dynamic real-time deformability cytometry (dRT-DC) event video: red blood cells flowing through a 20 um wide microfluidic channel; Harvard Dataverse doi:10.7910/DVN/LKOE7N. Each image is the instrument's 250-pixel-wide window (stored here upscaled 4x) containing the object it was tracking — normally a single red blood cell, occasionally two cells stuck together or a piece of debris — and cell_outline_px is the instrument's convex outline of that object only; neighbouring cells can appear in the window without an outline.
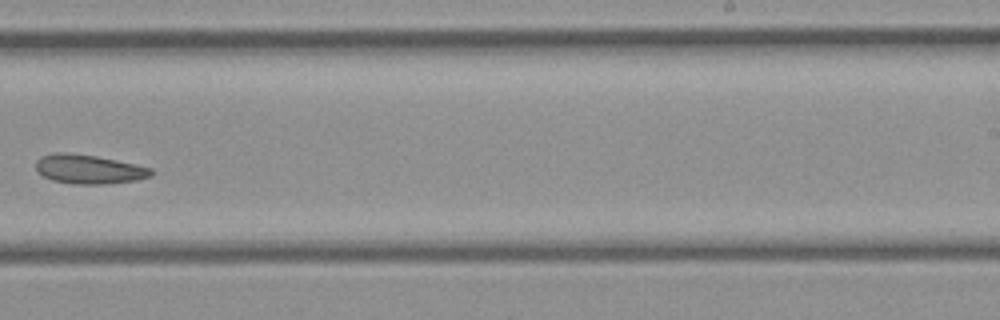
{"species": "common noctule bat (a hibernating species)", "species_latin": "Nyctalus noctula", "temperature_condition": "cold", "stored_images_in_passage": 27, "camera_frame_rate_fps": 3000, "um_per_image_px": 0.085, "animal": {"sex": "female", "body_mass_g": 21.9}, "frame": {"image": 1, "passage_image": 16, "time_ms": 5.0, "image_size_px": [1000, 320], "cell_outline_px": [[152, 176], [136, 180], [104, 184], [72, 184], [52, 180], [36, 172], [36, 160], [40, 156], [52, 152], [68, 152], [96, 156], [136, 164], [152, 168]], "centroid_in_image_um": [7.51, 14.37], "position_along_channel_um": 281.5, "area_um2": 19.77}}